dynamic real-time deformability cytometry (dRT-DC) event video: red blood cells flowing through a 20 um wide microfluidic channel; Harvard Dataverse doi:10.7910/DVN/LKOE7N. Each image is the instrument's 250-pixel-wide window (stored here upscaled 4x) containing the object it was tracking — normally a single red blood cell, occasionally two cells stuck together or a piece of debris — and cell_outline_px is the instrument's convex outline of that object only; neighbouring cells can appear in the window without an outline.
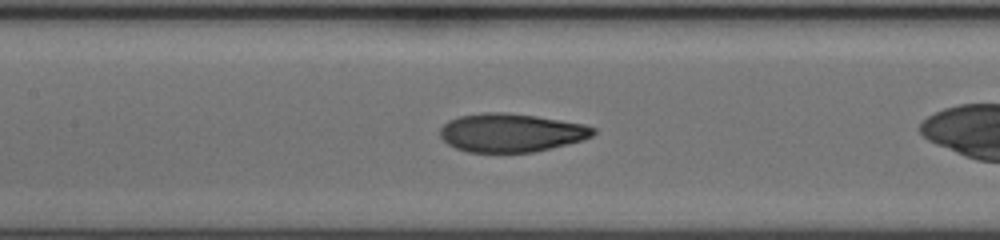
{"species": "human", "species_latin": "Homo sapiens", "temperature_condition": "cold", "stored_images_in_passage": 28, "segment_of_instrument_passage": [2, 2], "camera_frame_rate_fps": 3000, "um_per_image_px": 0.085, "donor": {"sex": "female"}, "frame": {"image": 1, "passage_image": 9, "time_ms": 2.667, "image_size_px": [1000, 240], "cell_outline_px": [[596, 132], [592, 136], [584, 140], [536, 152], [468, 152], [456, 148], [448, 144], [440, 136], [440, 128], [448, 120], [460, 116], [484, 112], [504, 112], [536, 116], [584, 124], [596, 128]], "centroid_in_image_um": [43.46, 11.28], "position_along_channel_um": 163.9, "area_um2": 34.45}}
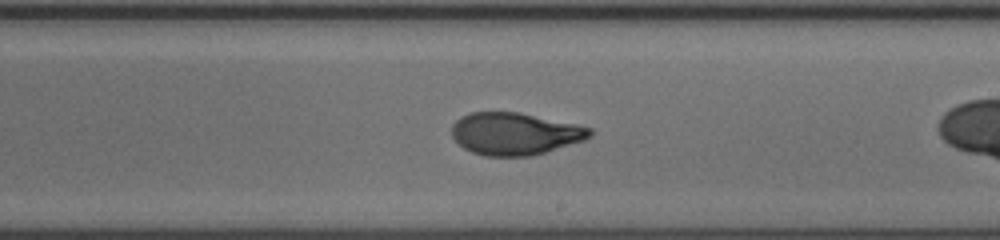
{"frame": {"image": 2, "passage_image": 16, "time_ms": 5.0, "image_size_px": [1000, 240], "cell_outline_px": [[592, 136], [584, 140], [532, 156], [484, 156], [472, 152], [464, 148], [452, 136], [452, 124], [460, 116], [468, 112], [520, 112], [592, 128]], "centroid_in_image_um": [43.74, 11.36], "position_along_channel_um": 245.3, "area_um2": 33.99}}
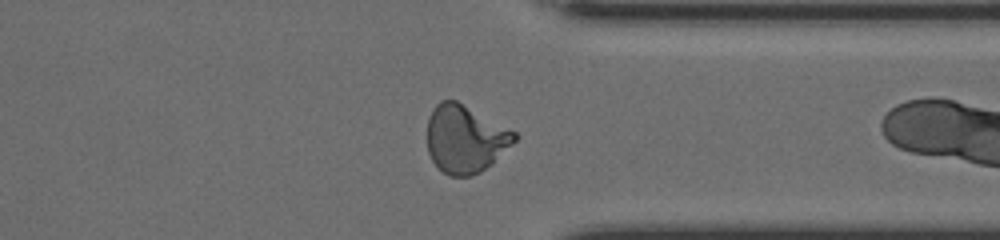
{"frame": {"image": 3, "passage_image": 27, "time_ms": 8.667, "image_size_px": [1000, 240], "cell_outline_px": [[520, 136], [492, 164], [480, 172], [472, 176], [448, 176], [432, 160], [428, 152], [428, 116], [432, 108], [440, 100], [456, 100], [516, 132]], "centroid_in_image_um": [39.54, 11.81], "position_along_channel_um": 371.9, "area_um2": 34.45}}